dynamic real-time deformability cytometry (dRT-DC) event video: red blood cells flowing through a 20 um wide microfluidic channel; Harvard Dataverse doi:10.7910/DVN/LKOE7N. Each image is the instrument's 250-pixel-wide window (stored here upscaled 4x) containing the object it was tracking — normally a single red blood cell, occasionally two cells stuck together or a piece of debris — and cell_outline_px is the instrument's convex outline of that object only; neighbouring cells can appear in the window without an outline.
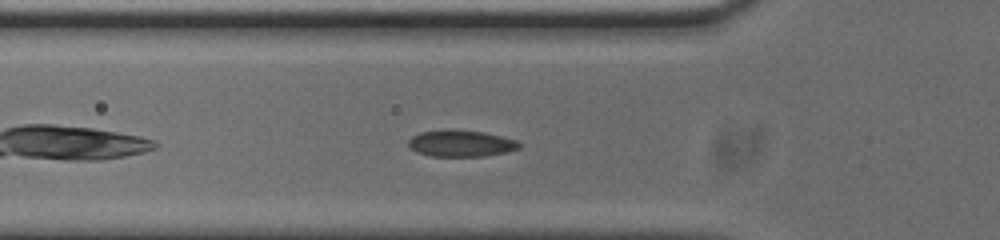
{"species": "common noctule bat (a hibernating species)", "species_latin": "Nyctalus noctula", "temperature_condition": "cold", "stored_images_in_passage": 44, "camera_frame_rate_fps": 3000, "um_per_image_px": 0.085, "animal": {"sex": "male", "body_mass_g": 20.0, "forearm_length_mm": 53.3}, "frame": {"image": 1, "passage_image": 7, "time_ms": 2.0, "image_size_px": [1000, 240], "cell_outline_px": [[520, 148], [508, 152], [484, 156], [432, 156], [416, 152], [408, 144], [408, 140], [412, 136], [420, 132], [484, 132], [516, 140], [520, 144]], "centroid_in_image_um": [39.21, 12.24], "position_along_channel_um": 86.6, "area_um2": 16.36}}
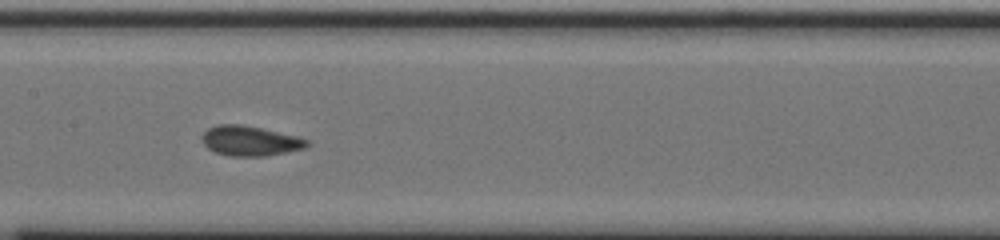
{"frame": {"image": 2, "passage_image": 15, "time_ms": 4.667, "image_size_px": [1000, 240], "cell_outline_px": [[312, 144], [304, 148], [268, 156], [232, 156], [216, 152], [208, 148], [204, 144], [204, 132], [208, 128], [220, 124], [240, 124], [260, 128], [296, 136], [308, 140]], "centroid_in_image_um": [21.29, 11.98], "position_along_channel_um": 186.1, "area_um2": 18.03}}
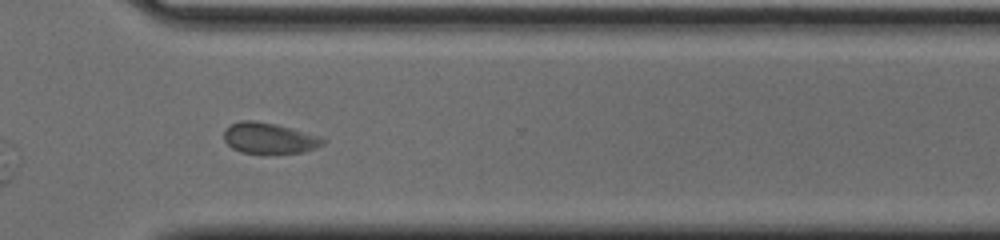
{"frame": {"image": 3, "passage_image": 28, "time_ms": 9.0, "image_size_px": [1000, 240], "cell_outline_px": [[328, 140], [324, 144], [316, 148], [304, 152], [268, 156], [240, 152], [232, 148], [224, 140], [224, 128], [240, 120], [252, 120], [276, 124], [292, 128], [320, 136]], "centroid_in_image_um": [22.9, 11.79], "position_along_channel_um": 347.7, "area_um2": 18.61}, "authors_computed_cell_mechanics": {"area_um2": 17.9758, "velocity_mm_per_s": 3.7224, "shape_relaxation_time_tau1_ms": 2.6696, "shape_relaxation_time_tau2_ms": 1.1384, "deformation_change_tau1": 0.081, "deformation_change_tau2": 0.057}}